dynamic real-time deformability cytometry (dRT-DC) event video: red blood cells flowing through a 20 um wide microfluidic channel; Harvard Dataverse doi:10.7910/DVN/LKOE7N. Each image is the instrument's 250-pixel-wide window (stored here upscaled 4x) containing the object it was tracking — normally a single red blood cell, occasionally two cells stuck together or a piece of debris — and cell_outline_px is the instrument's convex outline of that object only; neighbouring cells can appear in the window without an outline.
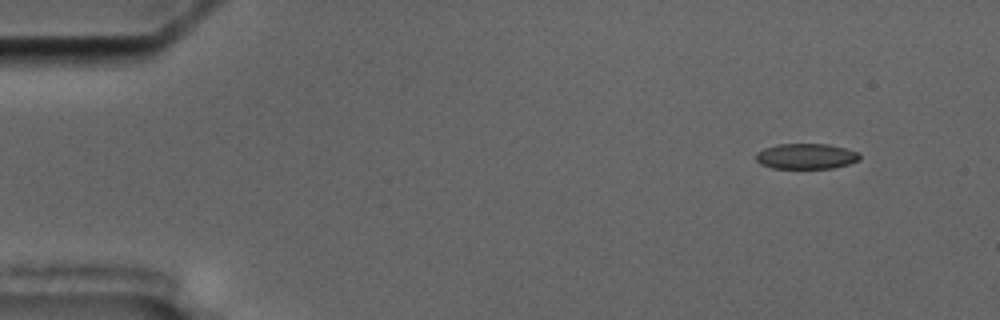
{"species": "common noctule bat (a hibernating species)", "species_latin": "Nyctalus noctula", "temperature_condition": "cold", "stored_images_in_passage": 6, "camera_frame_rate_fps": 3000, "um_per_image_px": 0.085, "animal": {"sex": "male", "body_mass_g": 17.5, "forearm_length_mm": 52.3}, "frame": {"image": 1, "passage_image": 2, "time_ms": 1.0, "image_size_px": [1000, 320], "cell_outline_px": [[860, 160], [848, 164], [832, 168], [772, 168], [760, 164], [756, 160], [756, 152], [764, 148], [780, 144], [828, 144], [860, 152]], "centroid_in_image_um": [68.52, 13.28], "position_along_channel_um": 16.5, "area_um2": 15.43}}
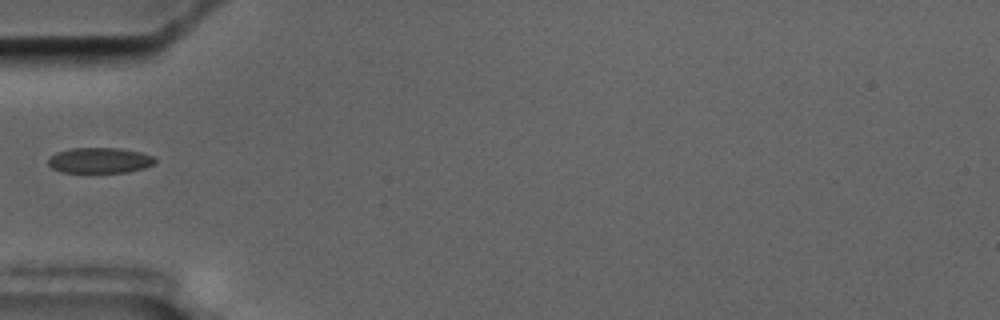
{"frame": {"image": 2, "passage_image": 6, "time_ms": 5.667, "image_size_px": [1000, 320], "cell_outline_px": [[156, 164], [144, 168], [128, 172], [60, 172], [52, 168], [48, 164], [48, 160], [56, 152], [72, 148], [120, 148], [140, 152], [156, 156]], "centroid_in_image_um": [8.52, 13.63], "position_along_channel_um": 76.5, "area_um2": 16.01}}